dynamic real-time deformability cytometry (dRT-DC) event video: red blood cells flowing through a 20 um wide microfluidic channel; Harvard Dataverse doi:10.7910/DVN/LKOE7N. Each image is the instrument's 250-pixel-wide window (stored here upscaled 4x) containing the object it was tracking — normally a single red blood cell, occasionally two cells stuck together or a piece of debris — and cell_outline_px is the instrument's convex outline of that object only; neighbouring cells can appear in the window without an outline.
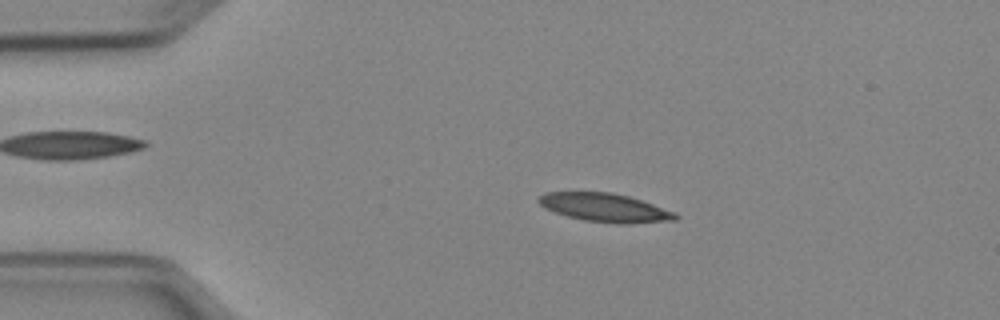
{"species": "Egyptian fruit bat (a non-hibernating species)", "species_latin": "Rousettus aegyptiacus", "temperature_condition": "cold", "stored_images_in_passage": 52, "camera_frame_rate_fps": 3000, "um_per_image_px": 0.085, "animal": {"sex": "female"}, "frame": {"image": 1, "passage_image": 10, "time_ms": 3.0, "image_size_px": [1000, 320], "cell_outline_px": [[680, 216], [676, 220], [628, 224], [616, 224], [584, 220], [568, 216], [544, 208], [536, 200], [544, 192], [612, 192], [628, 196], [676, 212]], "centroid_in_image_um": [51.43, 17.65], "position_along_channel_um": 33.6, "area_um2": 22.77}}
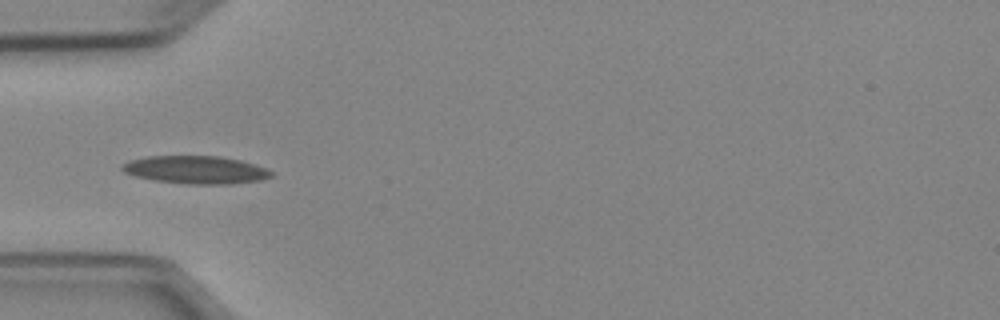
{"frame": {"image": 2, "passage_image": 16, "time_ms": 5.0, "image_size_px": [1000, 320], "cell_outline_px": [[272, 176], [260, 180], [232, 184], [188, 184], [156, 180], [136, 176], [124, 172], [120, 168], [120, 164], [128, 160], [148, 156], [220, 156], [240, 160], [256, 164], [268, 168], [272, 172]], "centroid_in_image_um": [16.64, 14.42], "position_along_channel_um": 68.4, "area_um2": 24.33}}
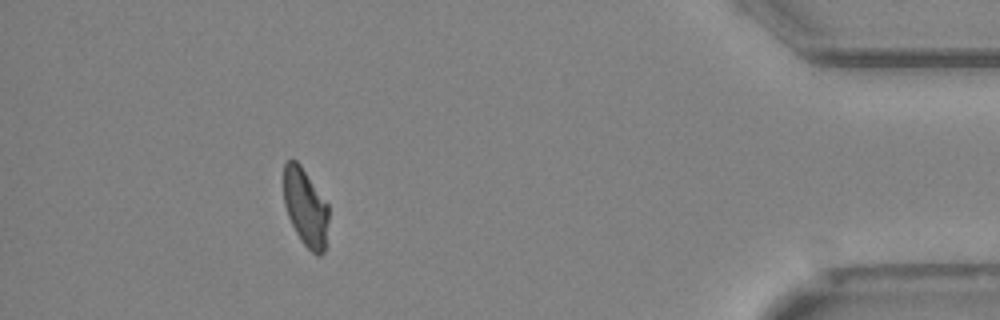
{"frame": {"image": 3, "passage_image": 46, "time_ms": 15.0, "image_size_px": [1000, 320], "cell_outline_px": [[328, 220], [324, 252], [320, 256], [316, 256], [300, 240], [288, 216], [284, 204], [284, 164], [288, 160], [296, 160], [300, 164], [328, 204]], "centroid_in_image_um": [25.97, 17.64], "position_along_channel_um": 409.2, "area_um2": 20.23}, "authors_computed_cell_mechanics": {"area_um2": 22.1952, "velocity_mm_per_s": 3.9515, "shape_relaxation_time_tau1_ms": null, "shape_relaxation_time_tau2_ms": 10.983, "deformation_change_tau1": null, "deformation_change_tau2": 0.1849}}